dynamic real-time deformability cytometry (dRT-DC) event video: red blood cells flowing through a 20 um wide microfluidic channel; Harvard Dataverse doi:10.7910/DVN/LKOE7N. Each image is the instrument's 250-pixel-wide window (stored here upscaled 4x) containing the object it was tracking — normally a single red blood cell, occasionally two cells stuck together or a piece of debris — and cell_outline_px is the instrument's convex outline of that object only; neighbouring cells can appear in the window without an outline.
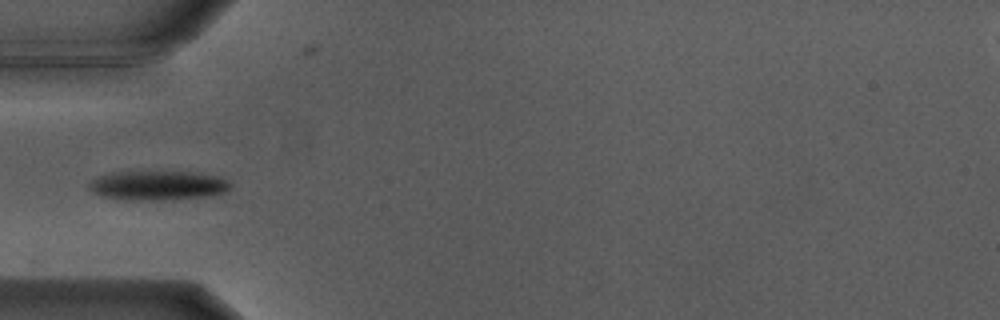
{"species": "Egyptian fruit bat (a non-hibernating species)", "species_latin": "Rousettus aegyptiacus", "temperature_condition": "warm", "stored_images_in_passage": 34, "camera_frame_rate_fps": 3000, "um_per_image_px": 0.085, "animal": {"sex": "male"}, "frame": {"image": 1, "passage_image": 1, "time_ms": 0.0, "image_size_px": [1000, 320], "cell_outline_px": [[232, 188], [228, 192], [204, 196], [164, 200], [120, 200], [100, 196], [92, 192], [88, 188], [88, 184], [92, 180], [100, 176], [116, 172], [192, 172], [216, 176], [232, 184]], "centroid_in_image_um": [13.38, 15.78], "position_along_channel_um": 71.6, "area_um2": 24.16}}
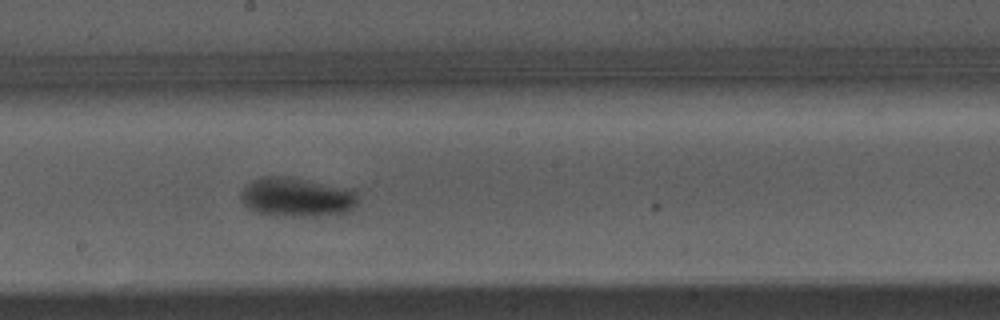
{"frame": {"image": 2, "passage_image": 13, "time_ms": 4.0, "image_size_px": [1000, 320], "cell_outline_px": [[356, 208], [348, 212], [312, 216], [276, 216], [260, 212], [248, 208], [240, 200], [240, 196], [244, 188], [252, 180], [264, 176], [284, 176], [352, 188], [356, 192]], "centroid_in_image_um": [25.24, 16.76], "position_along_channel_um": 223.0, "area_um2": 26.76}}
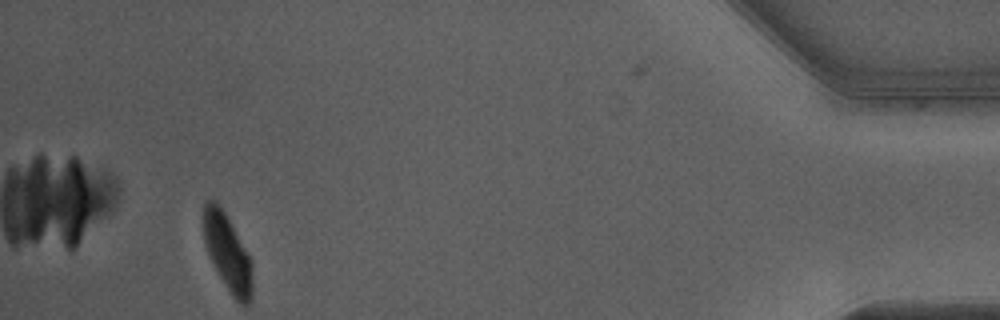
{"frame": {"image": 3, "passage_image": 34, "time_ms": 11.0, "image_size_px": [1000, 320], "cell_outline_px": [[252, 300], [248, 304], [240, 304], [232, 296], [212, 264], [204, 244], [200, 216], [204, 204], [208, 200], [216, 200], [224, 212], [252, 260]], "centroid_in_image_um": [19.3, 21.44], "position_along_channel_um": 415.9, "area_um2": 22.31}}